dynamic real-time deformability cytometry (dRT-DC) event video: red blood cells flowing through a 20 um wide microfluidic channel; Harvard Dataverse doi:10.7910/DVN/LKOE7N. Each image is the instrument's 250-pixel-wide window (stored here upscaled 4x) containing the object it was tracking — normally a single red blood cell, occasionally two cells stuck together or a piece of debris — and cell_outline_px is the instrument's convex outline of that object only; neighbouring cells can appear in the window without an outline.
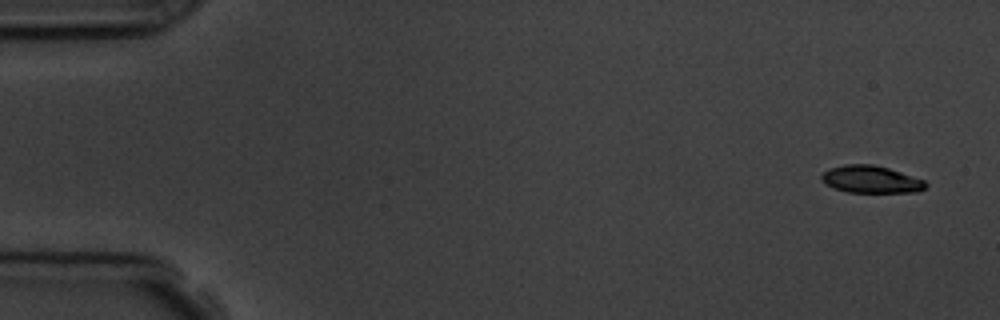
{"species": "common noctule bat (a hibernating species)", "species_latin": "Nyctalus noctula", "temperature_condition": "room temperature", "stored_images_in_passage": 5, "camera_frame_rate_fps": 3000, "um_per_image_px": 0.085, "animal": {"sex": "male", "body_mass_g": 19.5, "forearm_length_mm": 54.6}, "frame": {"image": 1, "passage_image": 1, "time_ms": 0.0, "image_size_px": [1000, 320], "cell_outline_px": [[928, 184], [920, 192], [848, 192], [832, 188], [824, 184], [820, 180], [820, 176], [828, 168], [844, 164], [872, 164], [888, 168], [924, 180]], "centroid_in_image_um": [73.98, 15.25], "position_along_channel_um": 11.0, "area_um2": 16.7}}
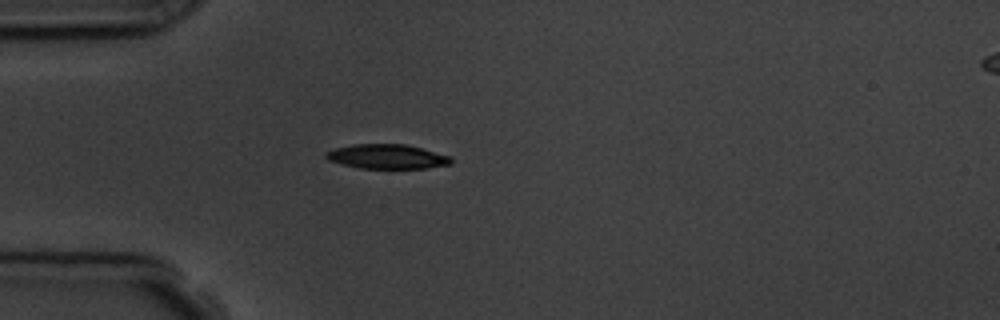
{"frame": {"image": 2, "passage_image": 5, "time_ms": 4.333, "image_size_px": [1000, 320], "cell_outline_px": [[452, 164], [424, 168], [360, 168], [328, 160], [324, 156], [324, 152], [336, 148], [352, 144], [404, 144], [452, 156]], "centroid_in_image_um": [32.9, 13.3], "position_along_channel_um": 52.1, "area_um2": 17.74}}